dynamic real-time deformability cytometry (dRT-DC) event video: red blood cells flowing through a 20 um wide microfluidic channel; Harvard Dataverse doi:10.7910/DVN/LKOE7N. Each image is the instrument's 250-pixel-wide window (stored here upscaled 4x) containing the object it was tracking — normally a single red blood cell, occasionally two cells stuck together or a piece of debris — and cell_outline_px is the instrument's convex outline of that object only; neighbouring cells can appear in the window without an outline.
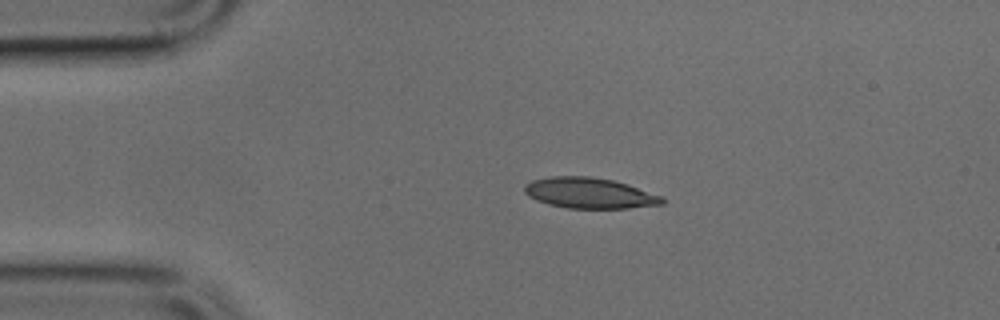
{"species": "common noctule bat (a hibernating species)", "species_latin": "Nyctalus noctula", "temperature_condition": "cold", "stored_images_in_passage": 2, "camera_frame_rate_fps": 3000, "um_per_image_px": 0.085, "animal": {"sex": "male", "body_mass_g": 17.9, "forearm_length_mm": 54.2}, "frame": {"image": 1, "passage_image": 1, "time_ms": 0.0, "image_size_px": [1000, 320], "cell_outline_px": [[664, 204], [628, 208], [568, 208], [548, 204], [536, 200], [528, 196], [524, 192], [524, 184], [532, 180], [552, 176], [588, 176], [612, 180], [628, 184], [664, 196]], "centroid_in_image_um": [50.11, 16.41], "position_along_channel_um": 34.9, "area_um2": 24.74}}